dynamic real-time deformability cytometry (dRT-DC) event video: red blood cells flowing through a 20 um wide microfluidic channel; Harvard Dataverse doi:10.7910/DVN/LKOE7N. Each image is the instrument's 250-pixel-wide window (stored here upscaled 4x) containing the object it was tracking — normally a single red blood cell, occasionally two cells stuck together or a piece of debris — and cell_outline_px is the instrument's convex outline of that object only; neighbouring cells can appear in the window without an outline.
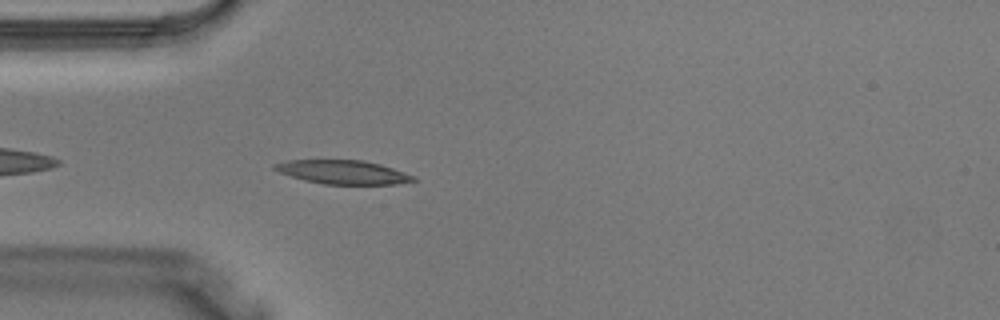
{"species": "Egyptian fruit bat (a non-hibernating species)", "species_latin": "Rousettus aegyptiacus", "temperature_condition": "warm", "stored_images_in_passage": 3, "camera_frame_rate_fps": 3000, "um_per_image_px": 0.085, "animal": {"sex": "male"}, "frame": {"image": 1, "passage_image": 3, "time_ms": 0.667, "image_size_px": [1000, 320], "cell_outline_px": [[420, 180], [396, 184], [324, 184], [304, 180], [280, 172], [272, 168], [272, 164], [288, 160], [364, 160], [380, 164], [416, 176]], "centroid_in_image_um": [29.18, 14.63], "position_along_channel_um": 55.8, "area_um2": 19.25}}